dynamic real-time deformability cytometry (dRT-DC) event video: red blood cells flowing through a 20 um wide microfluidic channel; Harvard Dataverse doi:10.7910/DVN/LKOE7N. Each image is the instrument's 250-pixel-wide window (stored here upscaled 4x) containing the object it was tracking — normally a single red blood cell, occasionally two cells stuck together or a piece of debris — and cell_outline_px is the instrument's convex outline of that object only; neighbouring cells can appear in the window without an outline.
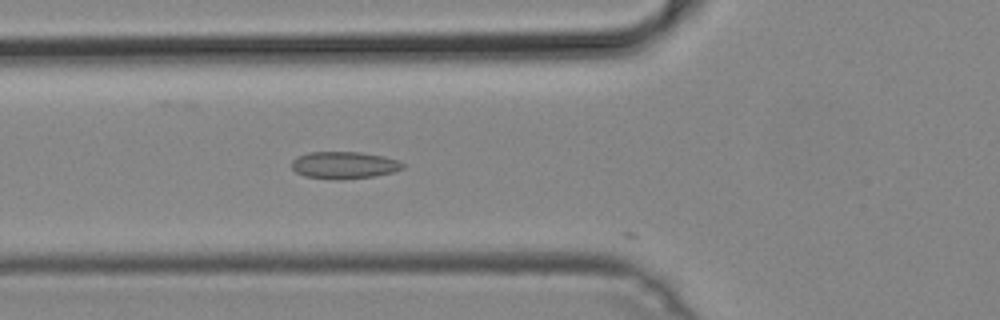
{"species": "common noctule bat (a hibernating species)", "species_latin": "Nyctalus noctula", "temperature_condition": "cold", "stored_images_in_passage": 33, "camera_frame_rate_fps": 3000, "um_per_image_px": 0.085, "animal": {"sex": "male", "body_mass_g": 19.2, "forearm_length_mm": 51.8}, "frame": {"image": 1, "passage_image": 2, "time_ms": 0.333, "image_size_px": [1000, 320], "cell_outline_px": [[404, 168], [396, 172], [372, 176], [340, 180], [336, 180], [304, 176], [296, 172], [292, 168], [292, 160], [296, 156], [308, 152], [360, 152], [384, 156], [400, 160], [404, 164]], "centroid_in_image_um": [29.26, 14.03], "position_along_channel_um": 96.5, "area_um2": 17.8}}
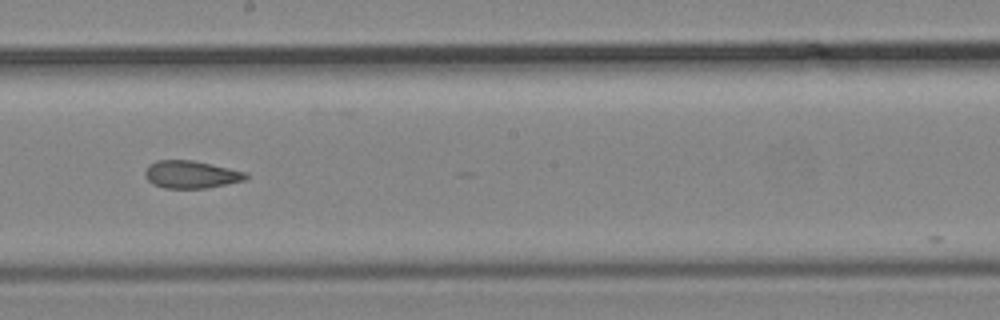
{"frame": {"image": 2, "passage_image": 12, "time_ms": 3.667, "image_size_px": [1000, 320], "cell_outline_px": [[248, 180], [204, 188], [164, 188], [152, 184], [144, 176], [144, 172], [148, 164], [156, 160], [192, 160], [248, 172]], "centroid_in_image_um": [16.23, 14.83], "position_along_channel_um": 232.0, "area_um2": 16.36}}
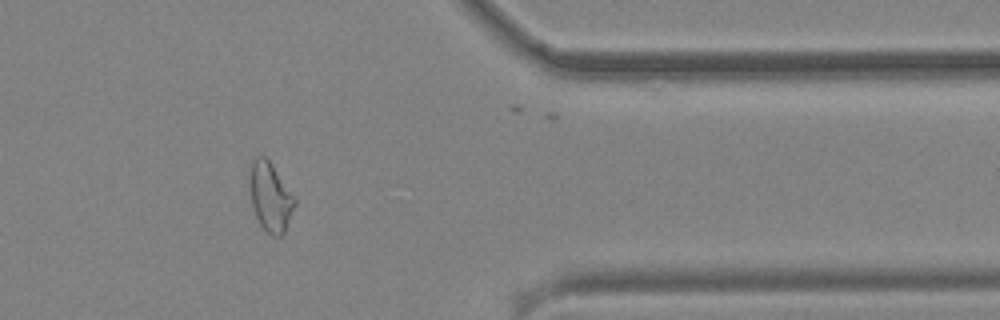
{"frame": {"image": 3, "passage_image": 25, "time_ms": 8.0, "image_size_px": [1000, 320], "cell_outline_px": [[296, 204], [284, 232], [280, 236], [272, 236], [260, 224], [256, 216], [252, 204], [252, 156], [264, 156], [272, 164], [296, 200]], "centroid_in_image_um": [23.01, 16.76], "position_along_channel_um": 388.4, "area_um2": 17.34}}